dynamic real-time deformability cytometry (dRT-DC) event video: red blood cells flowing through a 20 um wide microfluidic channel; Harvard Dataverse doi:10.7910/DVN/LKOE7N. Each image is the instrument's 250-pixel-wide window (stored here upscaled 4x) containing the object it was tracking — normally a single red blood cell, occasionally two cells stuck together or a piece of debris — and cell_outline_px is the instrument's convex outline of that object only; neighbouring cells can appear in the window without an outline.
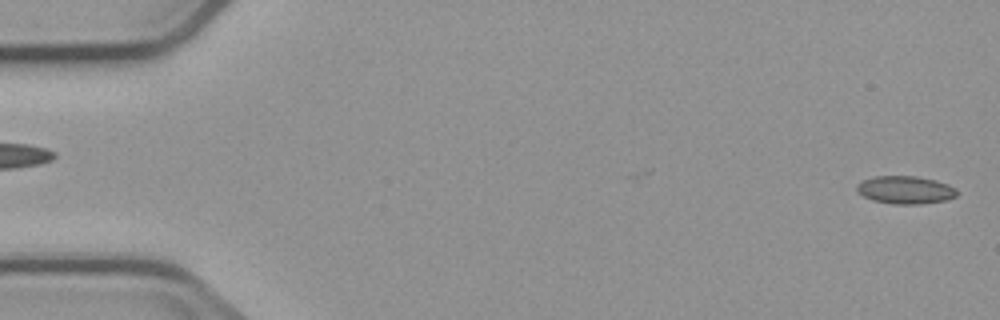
{"species": "common noctule bat (a hibernating species)", "species_latin": "Nyctalus noctula", "temperature_condition": "cold", "stored_images_in_passage": 5, "camera_frame_rate_fps": 3000, "um_per_image_px": 0.085, "animal": {"sex": "male", "body_mass_g": 23.1, "forearm_length_mm": 52.7}, "frame": {"image": 1, "passage_image": 1, "time_ms": 0.0, "image_size_px": [1000, 320], "cell_outline_px": [[956, 196], [948, 200], [920, 204], [892, 204], [872, 200], [864, 196], [856, 188], [856, 184], [864, 180], [876, 176], [916, 176], [936, 180], [948, 184], [956, 188]], "centroid_in_image_um": [76.98, 16.14], "position_along_channel_um": 8.0, "area_um2": 16.24}}
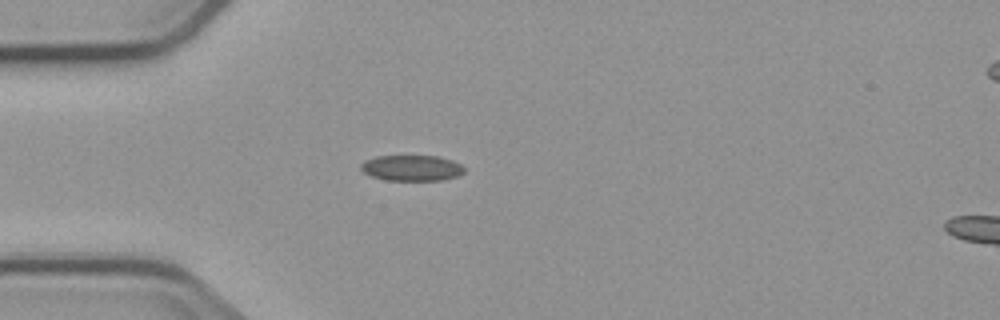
{"frame": {"image": 2, "passage_image": 4, "time_ms": 4.667, "image_size_px": [1000, 320], "cell_outline_px": [[464, 172], [456, 176], [444, 180], [384, 180], [372, 176], [364, 172], [360, 168], [360, 164], [364, 160], [376, 156], [436, 156], [452, 160], [460, 164], [464, 168]], "centroid_in_image_um": [34.97, 14.27], "position_along_channel_um": 50.0, "area_um2": 15.49}}